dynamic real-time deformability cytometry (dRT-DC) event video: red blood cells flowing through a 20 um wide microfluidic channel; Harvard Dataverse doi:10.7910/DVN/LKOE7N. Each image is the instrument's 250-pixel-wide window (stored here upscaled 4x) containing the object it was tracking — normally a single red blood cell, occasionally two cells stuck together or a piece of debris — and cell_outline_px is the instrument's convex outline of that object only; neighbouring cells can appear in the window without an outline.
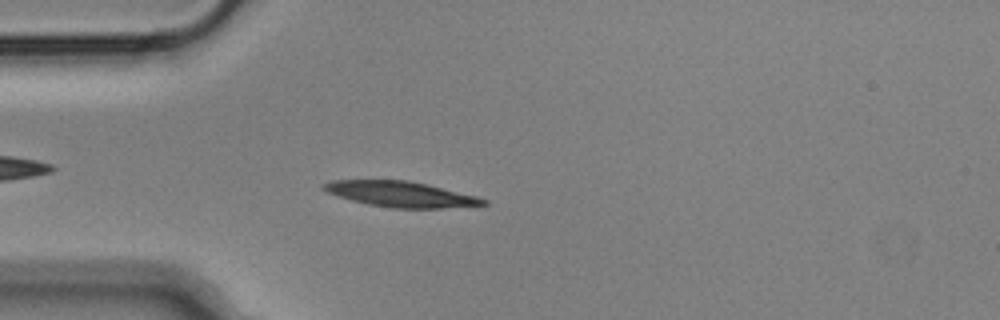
{"species": "Egyptian fruit bat (a non-hibernating species)", "species_latin": "Rousettus aegyptiacus", "temperature_condition": "cold", "stored_images_in_passage": 54, "camera_frame_rate_fps": 3000, "um_per_image_px": 0.085, "animal": {"sex": "male"}, "frame": {"image": 1, "passage_image": 14, "time_ms": 4.333, "image_size_px": [1000, 320], "cell_outline_px": [[488, 204], [440, 208], [392, 208], [368, 204], [352, 200], [328, 192], [320, 188], [320, 184], [332, 180], [408, 180], [428, 184], [476, 196], [488, 200]], "centroid_in_image_um": [34.04, 16.49], "position_along_channel_um": 51.0, "area_um2": 23.64}}
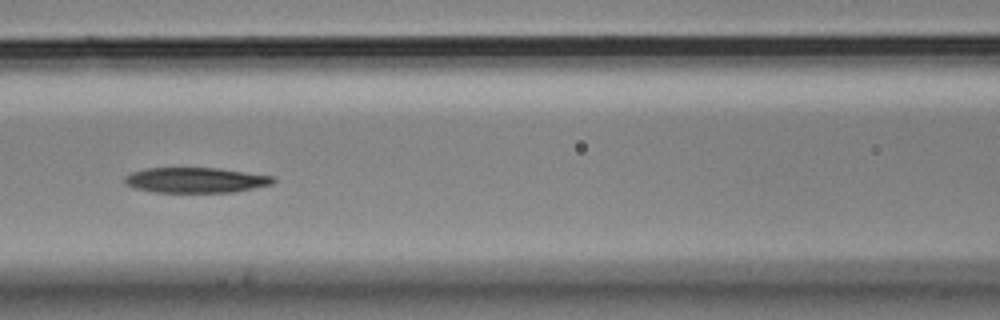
{"frame": {"image": 2, "passage_image": 23, "time_ms": 7.333, "image_size_px": [1000, 320], "cell_outline_px": [[276, 180], [272, 184], [236, 192], [152, 192], [136, 188], [124, 184], [124, 176], [132, 172], [144, 168], [216, 168], [276, 176]], "centroid_in_image_um": [16.64, 15.31], "position_along_channel_um": 150.0, "area_um2": 22.02}}
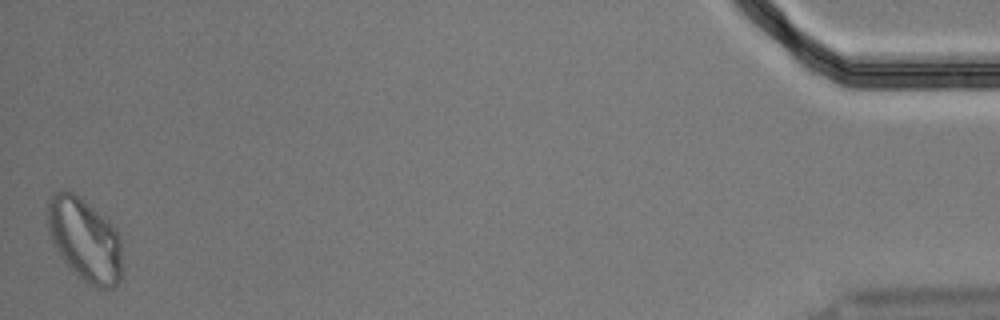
{"frame": {"image": 3, "passage_image": 54, "time_ms": 17.667, "image_size_px": [1000, 320], "cell_outline_px": [[120, 276], [116, 284], [112, 288], [100, 288], [84, 280], [60, 256], [48, 232], [48, 200], [60, 188], [68, 188], [108, 220], [120, 236]], "centroid_in_image_um": [7.18, 20.31], "position_along_channel_um": 428.0, "area_um2": 35.37}, "authors_computed_cell_mechanics": {"area_um2": 23.3512, "velocity_mm_per_s": 3.587, "shape_relaxation_time_tau1_ms": 3.9238, "shape_relaxation_time_tau2_ms": null, "deformation_change_tau1": 0.1172, "deformation_change_tau2": null}}